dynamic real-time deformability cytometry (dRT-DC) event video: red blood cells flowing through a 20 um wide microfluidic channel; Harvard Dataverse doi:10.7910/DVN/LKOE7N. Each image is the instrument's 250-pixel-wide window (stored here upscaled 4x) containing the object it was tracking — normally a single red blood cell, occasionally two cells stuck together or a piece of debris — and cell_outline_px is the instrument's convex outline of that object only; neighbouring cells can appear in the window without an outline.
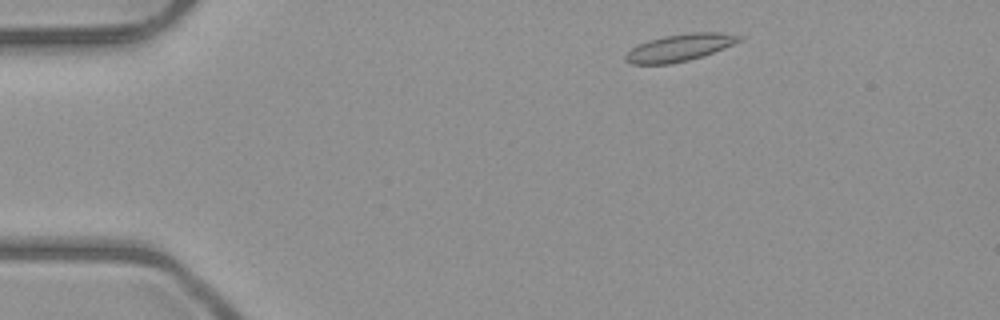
{"species": "common noctule bat (a hibernating species)", "species_latin": "Nyctalus noctula", "temperature_condition": "room temperature", "stored_images_in_passage": 3, "camera_frame_rate_fps": 3000, "um_per_image_px": 0.085, "animal": {"sex": "male", "body_mass_g": 23.1, "forearm_length_mm": 52.7}, "frame": {"image": 1, "passage_image": 1, "time_ms": 0.0, "image_size_px": [1000, 320], "cell_outline_px": [[744, 36], [740, 40], [724, 48], [704, 56], [672, 64], [632, 64], [624, 60], [624, 56], [632, 48], [648, 40], [664, 36], [692, 32], [720, 32]], "centroid_in_image_um": [57.77, 4.05], "position_along_channel_um": 27.2, "area_um2": 17.92}}